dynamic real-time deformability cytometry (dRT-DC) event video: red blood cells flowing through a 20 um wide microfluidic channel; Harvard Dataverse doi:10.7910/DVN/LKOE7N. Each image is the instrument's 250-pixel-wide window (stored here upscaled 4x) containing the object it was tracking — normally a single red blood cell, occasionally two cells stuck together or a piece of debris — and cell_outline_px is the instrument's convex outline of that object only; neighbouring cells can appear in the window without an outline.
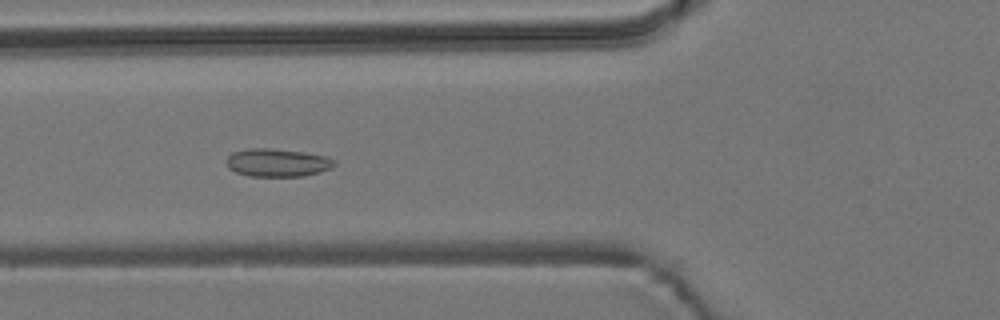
{"species": "common noctule bat (a hibernating species)", "species_latin": "Nyctalus noctula", "temperature_condition": "room temperature", "stored_images_in_passage": 41, "camera_frame_rate_fps": 3000, "um_per_image_px": 0.085, "animal": {"sex": "male", "body_mass_g": 19.2, "forearm_length_mm": 51.8}, "frame": {"image": 1, "passage_image": 14, "time_ms": 4.333, "image_size_px": [1000, 320], "cell_outline_px": [[336, 164], [332, 168], [320, 172], [304, 176], [248, 176], [236, 172], [228, 168], [228, 156], [232, 152], [248, 148], [268, 148], [304, 152], [328, 156], [336, 160]], "centroid_in_image_um": [23.62, 13.82], "position_along_channel_um": 102.2, "area_um2": 17.74}}
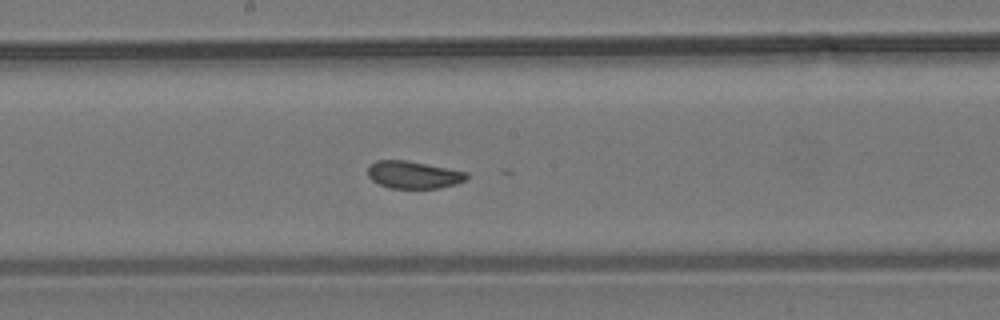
{"frame": {"image": 2, "passage_image": 23, "time_ms": 7.333, "image_size_px": [1000, 320], "cell_outline_px": [[468, 176], [464, 180], [456, 184], [440, 188], [392, 188], [380, 184], [372, 180], [368, 176], [368, 168], [376, 160], [404, 160], [468, 172]], "centroid_in_image_um": [35.15, 14.86], "position_along_channel_um": 213.1, "area_um2": 15.55}}
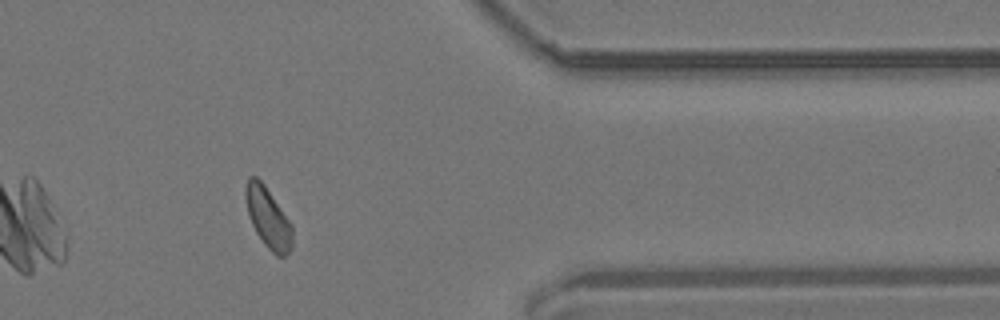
{"frame": {"image": 3, "passage_image": 39, "time_ms": 12.667, "image_size_px": [1000, 320], "cell_outline_px": [[292, 248], [284, 256], [276, 256], [264, 244], [256, 232], [248, 216], [244, 196], [244, 188], [248, 176], [256, 176], [264, 184], [292, 224]], "centroid_in_image_um": [22.76, 18.49], "position_along_channel_um": 388.6, "area_um2": 16.59}, "authors_computed_cell_mechanics": {"area_um2": 16.8198, "velocity_mm_per_s": 3.6867, "shape_relaxation_time_tau1_ms": null, "shape_relaxation_time_tau2_ms": 2.6969, "deformation_change_tau1": null, "deformation_change_tau2": 0.0623}}